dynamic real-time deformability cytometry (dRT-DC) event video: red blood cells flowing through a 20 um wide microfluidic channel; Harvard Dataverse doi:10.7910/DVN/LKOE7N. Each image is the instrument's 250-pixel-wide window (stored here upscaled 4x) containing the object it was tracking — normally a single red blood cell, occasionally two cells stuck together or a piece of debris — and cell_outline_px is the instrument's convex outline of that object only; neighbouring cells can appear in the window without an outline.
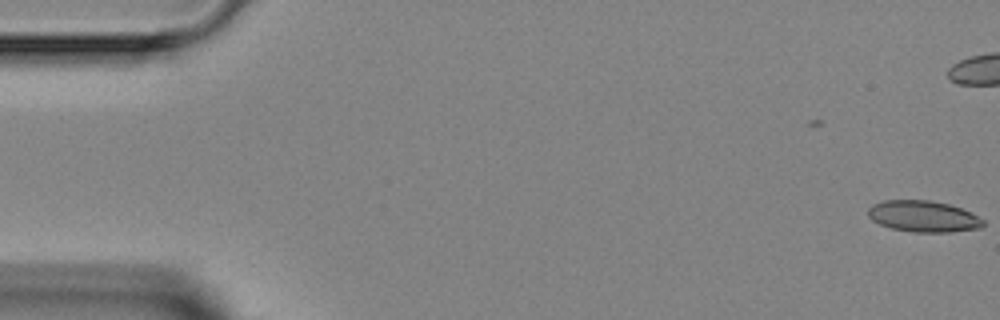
{"species": "Egyptian fruit bat (a non-hibernating species)", "species_latin": "Rousettus aegyptiacus", "temperature_condition": "room temperature", "stored_images_in_passage": 7, "camera_frame_rate_fps": 3000, "um_per_image_px": 0.085, "animal": {"sex": "female"}, "frame": {"image": 1, "passage_image": 1, "time_ms": 0.0, "image_size_px": [1000, 320], "cell_outline_px": [[984, 224], [980, 228], [952, 232], [912, 232], [892, 228], [880, 224], [872, 220], [868, 216], [868, 208], [872, 204], [884, 200], [928, 200], [948, 204], [960, 208], [984, 220]], "centroid_in_image_um": [78.45, 18.39], "position_along_channel_um": 6.5, "area_um2": 20.87}}